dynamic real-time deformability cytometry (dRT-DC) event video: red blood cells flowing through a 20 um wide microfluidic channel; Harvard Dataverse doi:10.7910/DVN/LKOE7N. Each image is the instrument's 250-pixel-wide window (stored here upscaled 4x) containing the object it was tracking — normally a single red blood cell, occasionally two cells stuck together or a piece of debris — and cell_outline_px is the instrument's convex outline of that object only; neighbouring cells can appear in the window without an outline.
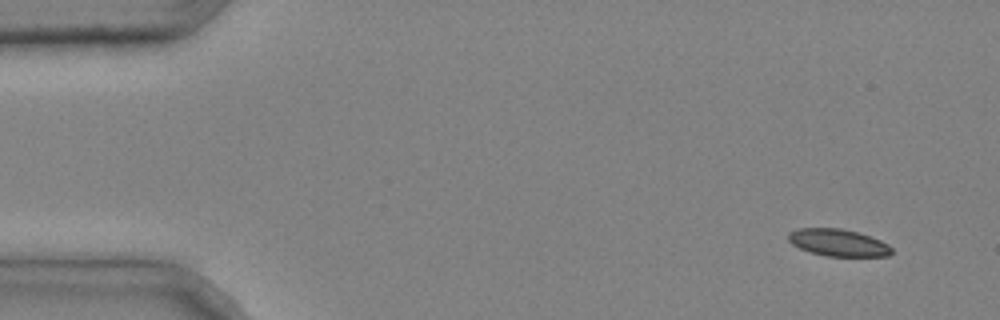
{"species": "common noctule bat (a hibernating species)", "species_latin": "Nyctalus noctula", "temperature_condition": "cold", "stored_images_in_passage": 4, "camera_frame_rate_fps": 3000, "um_per_image_px": 0.085, "animal": {"sex": "male", "body_mass_g": 20.4}, "frame": {"image": 1, "passage_image": 1, "time_ms": 0.0, "image_size_px": [1000, 320], "cell_outline_px": [[892, 252], [888, 256], [828, 256], [812, 252], [800, 248], [792, 244], [788, 240], [788, 232], [796, 228], [840, 228], [856, 232], [880, 240], [888, 244], [892, 248]], "centroid_in_image_um": [71.22, 20.62], "position_along_channel_um": 13.8, "area_um2": 16.18}}